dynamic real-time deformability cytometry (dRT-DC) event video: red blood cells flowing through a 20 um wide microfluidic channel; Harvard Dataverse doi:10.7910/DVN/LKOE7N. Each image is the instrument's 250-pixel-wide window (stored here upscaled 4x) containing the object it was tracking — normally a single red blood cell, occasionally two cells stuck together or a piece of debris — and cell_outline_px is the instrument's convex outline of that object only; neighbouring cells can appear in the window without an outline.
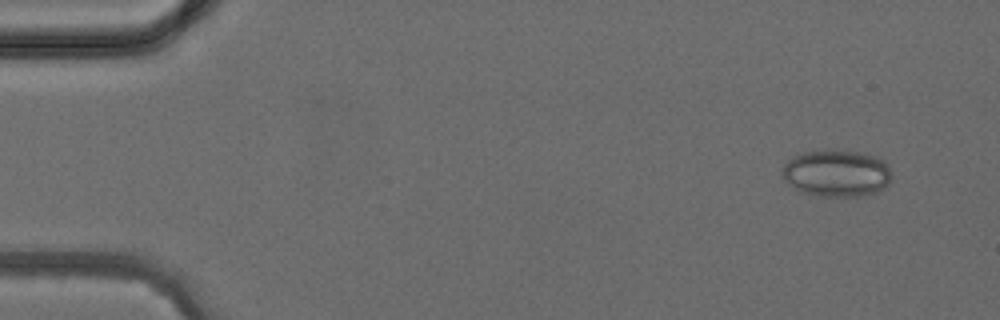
{"species": "common noctule bat (a hibernating species)", "species_latin": "Nyctalus noctula", "temperature_condition": "cold", "stored_images_in_passage": 5, "camera_frame_rate_fps": 3000, "um_per_image_px": 0.085, "animal": {"sex": "female", "body_mass_g": 24.6, "forearm_length_mm": 56.2}, "frame": {"image": 1, "passage_image": 5, "time_ms": 4.667, "image_size_px": [1000, 320], "cell_outline_px": [[892, 176], [888, 184], [884, 188], [876, 192], [860, 196], [820, 196], [800, 192], [788, 184], [784, 180], [780, 172], [784, 164], [792, 156], [804, 152], [828, 148], [856, 152], [876, 156], [884, 160], [888, 164], [892, 172]], "centroid_in_image_um": [71.09, 14.71], "position_along_channel_um": 13.9, "area_um2": 30.58}}